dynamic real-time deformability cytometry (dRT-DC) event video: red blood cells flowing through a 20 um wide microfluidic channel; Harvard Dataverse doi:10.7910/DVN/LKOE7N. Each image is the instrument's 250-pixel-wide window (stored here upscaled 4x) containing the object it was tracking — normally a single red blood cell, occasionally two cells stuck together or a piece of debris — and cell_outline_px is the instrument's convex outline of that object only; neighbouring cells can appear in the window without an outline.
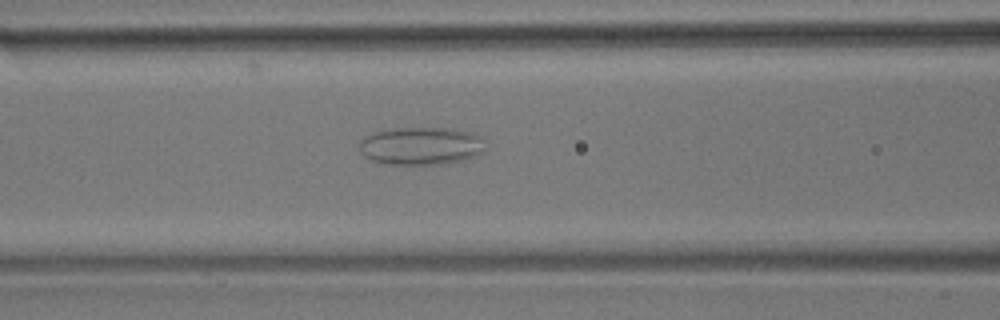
{"species": "common noctule bat (a hibernating species)", "species_latin": "Nyctalus noctula", "temperature_condition": "room temperature", "stored_images_in_passage": 57, "camera_frame_rate_fps": 3000, "um_per_image_px": 0.085, "animal": {"sex": "male", "body_mass_g": 17.9}, "frame": {"image": 1, "passage_image": 23, "time_ms": 7.333, "image_size_px": [1000, 320], "cell_outline_px": [[488, 148], [484, 152], [460, 160], [440, 164], [388, 164], [372, 160], [364, 156], [360, 152], [360, 140], [364, 136], [376, 132], [392, 128], [452, 128], [472, 132], [480, 136], [484, 140]], "centroid_in_image_um": [35.81, 12.39], "position_along_channel_um": 130.8, "area_um2": 27.92}}
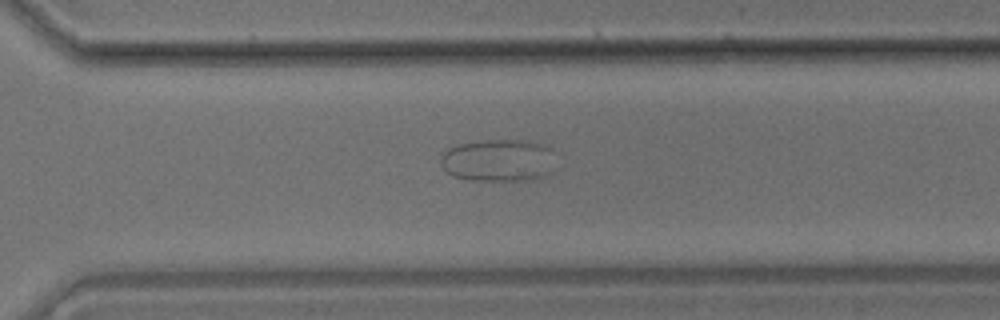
{"frame": {"image": 2, "passage_image": 40, "time_ms": 13.0, "image_size_px": [1000, 320], "cell_outline_px": [[552, 172], [544, 176], [524, 180], [468, 180], [452, 176], [440, 164], [440, 156], [448, 148], [460, 144], [480, 140], [528, 140], [552, 148]], "centroid_in_image_um": [42.33, 13.62], "position_along_channel_um": 328.3, "area_um2": 28.44}}
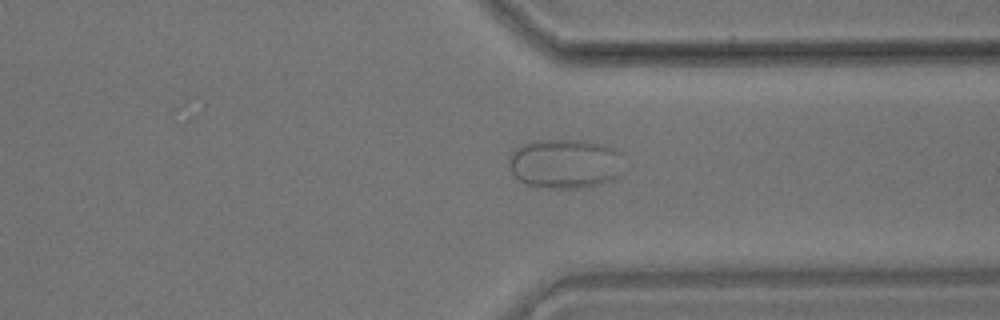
{"frame": {"image": 3, "passage_image": 43, "time_ms": 14.0, "image_size_px": [1000, 320], "cell_outline_px": [[624, 172], [620, 176], [612, 180], [596, 184], [572, 188], [552, 188], [528, 184], [520, 180], [512, 172], [508, 164], [508, 156], [520, 144], [540, 140], [584, 140], [604, 144], [616, 148], [620, 152]], "centroid_in_image_um": [48.06, 13.88], "position_along_channel_um": 363.3, "area_um2": 33.35}}